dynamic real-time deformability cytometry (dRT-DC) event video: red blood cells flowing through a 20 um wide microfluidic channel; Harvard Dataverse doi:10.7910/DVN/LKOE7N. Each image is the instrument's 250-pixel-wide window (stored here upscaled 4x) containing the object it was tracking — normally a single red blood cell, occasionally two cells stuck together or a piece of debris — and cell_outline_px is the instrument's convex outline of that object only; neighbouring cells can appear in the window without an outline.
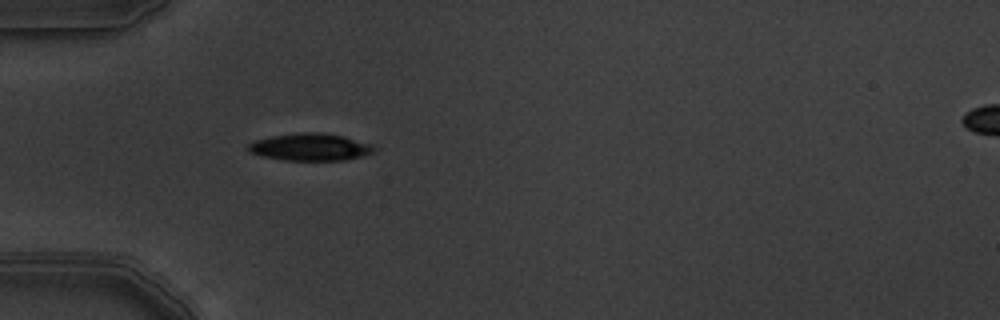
{"species": "common noctule bat (a hibernating species)", "species_latin": "Nyctalus noctula", "temperature_condition": "warm", "stored_images_in_passage": 5, "camera_frame_rate_fps": 3000, "um_per_image_px": 0.085, "animal": {"sex": "male", "body_mass_g": 19.5, "forearm_length_mm": 54.6}, "frame": {"image": 1, "passage_image": 5, "time_ms": 1.333, "image_size_px": [1000, 320], "cell_outline_px": [[376, 152], [344, 160], [284, 160], [260, 156], [248, 152], [248, 144], [256, 140], [272, 136], [300, 132], [320, 132], [344, 136], [372, 144], [376, 148]], "centroid_in_image_um": [26.38, 12.5], "position_along_channel_um": 58.6, "area_um2": 20.06}}